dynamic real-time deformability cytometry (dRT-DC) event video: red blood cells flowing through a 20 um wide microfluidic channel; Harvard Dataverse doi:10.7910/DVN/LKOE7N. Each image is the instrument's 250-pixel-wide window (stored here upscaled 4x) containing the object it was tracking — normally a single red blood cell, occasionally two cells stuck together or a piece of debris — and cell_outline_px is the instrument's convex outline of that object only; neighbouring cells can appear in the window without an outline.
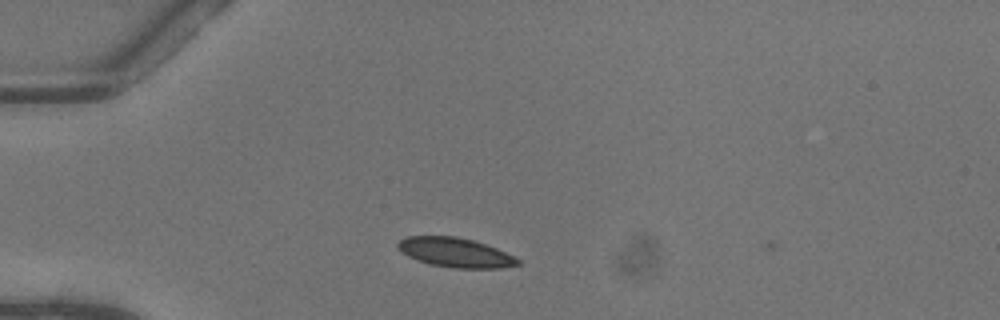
{"species": "common noctule bat (a hibernating species)", "species_latin": "Nyctalus noctula", "temperature_condition": "warm", "stored_images_in_passage": 2, "camera_frame_rate_fps": 3000, "um_per_image_px": 0.085, "animal": {"sex": "female"}, "frame": {"image": 1, "passage_image": 1, "time_ms": 0.0, "image_size_px": [1000, 320], "cell_outline_px": [[520, 264], [504, 268], [452, 268], [432, 264], [416, 260], [408, 256], [396, 244], [400, 240], [408, 236], [456, 236], [472, 240], [496, 248], [520, 260]], "centroid_in_image_um": [38.71, 21.47], "position_along_channel_um": 46.3, "area_um2": 20.29}}